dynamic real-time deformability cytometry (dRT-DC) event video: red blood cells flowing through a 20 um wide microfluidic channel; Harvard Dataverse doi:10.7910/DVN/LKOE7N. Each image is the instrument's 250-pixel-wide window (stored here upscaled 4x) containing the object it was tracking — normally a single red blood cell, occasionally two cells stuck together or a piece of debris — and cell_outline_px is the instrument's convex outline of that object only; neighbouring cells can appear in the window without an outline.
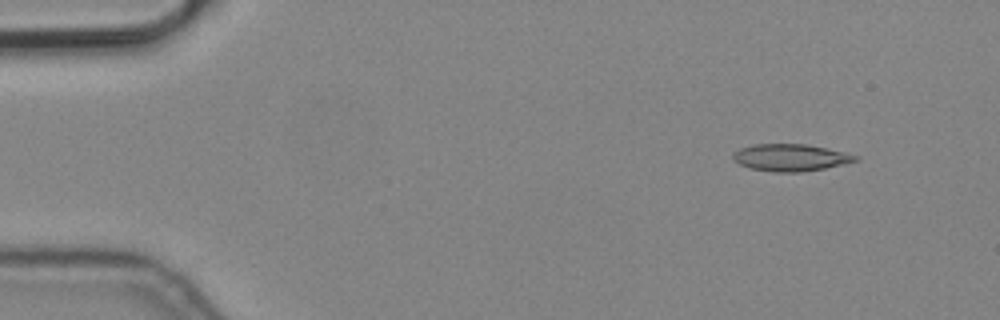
{"species": "common noctule bat (a hibernating species)", "species_latin": "Nyctalus noctula", "temperature_condition": "cold", "stored_images_in_passage": 5, "camera_frame_rate_fps": 3000, "um_per_image_px": 0.085, "animal": {"sex": "male", "body_mass_g": 19.2, "forearm_length_mm": 51.8}, "frame": {"image": 1, "passage_image": 2, "time_ms": 0.333, "image_size_px": [1000, 320], "cell_outline_px": [[860, 160], [844, 164], [824, 168], [800, 172], [776, 172], [748, 168], [732, 160], [732, 156], [740, 148], [752, 144], [804, 144], [844, 152], [860, 156]], "centroid_in_image_um": [67.19, 13.39], "position_along_channel_um": 17.8, "area_um2": 19.25}}
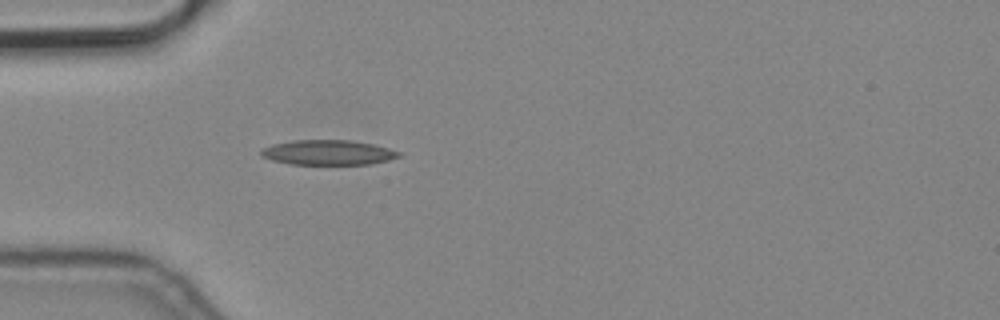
{"frame": {"image": 2, "passage_image": 5, "time_ms": 1.333, "image_size_px": [1000, 320], "cell_outline_px": [[404, 156], [372, 164], [292, 164], [272, 160], [260, 156], [260, 152], [264, 148], [272, 144], [296, 140], [352, 140], [372, 144], [404, 152]], "centroid_in_image_um": [27.95, 12.96], "position_along_channel_um": 57.1, "area_um2": 20.11}}